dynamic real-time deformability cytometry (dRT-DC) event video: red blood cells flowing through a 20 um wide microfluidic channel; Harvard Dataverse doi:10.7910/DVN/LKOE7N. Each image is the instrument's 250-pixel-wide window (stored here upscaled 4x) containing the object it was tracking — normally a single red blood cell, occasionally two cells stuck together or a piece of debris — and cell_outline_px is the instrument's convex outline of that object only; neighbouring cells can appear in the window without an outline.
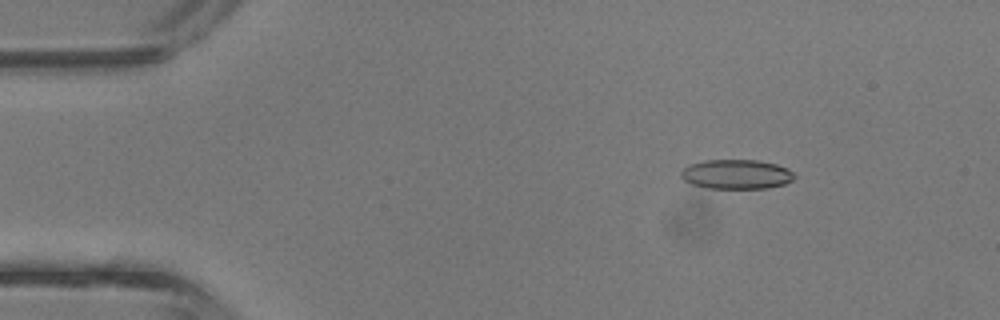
{"species": "common noctule bat (a hibernating species)", "species_latin": "Nyctalus noctula", "temperature_condition": "room temperature", "stored_images_in_passage": 3, "camera_frame_rate_fps": 3000, "um_per_image_px": 0.085, "animal": {"sex": "male", "body_mass_g": 13.3}, "frame": {"image": 1, "passage_image": 1, "time_ms": 0.0, "image_size_px": [1000, 320], "cell_outline_px": [[796, 176], [792, 180], [784, 184], [768, 188], [708, 188], [692, 184], [684, 180], [680, 176], [680, 172], [688, 164], [704, 160], [756, 160], [776, 164], [792, 172]], "centroid_in_image_um": [62.56, 14.81], "position_along_channel_um": 22.4, "area_um2": 19.42}}
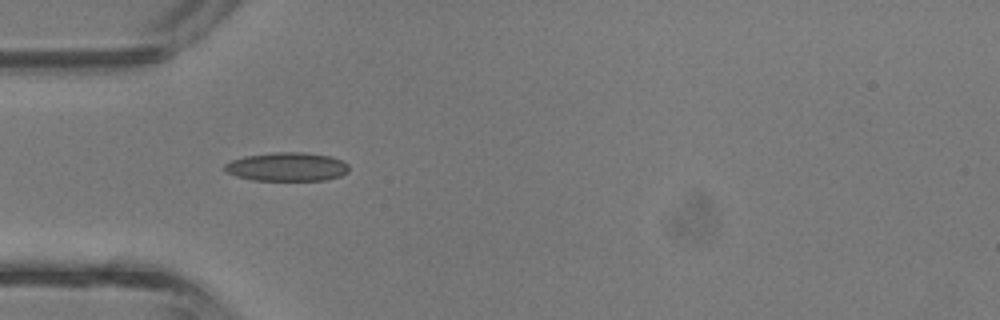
{"frame": {"image": 2, "passage_image": 3, "time_ms": 0.667, "image_size_px": [1000, 320], "cell_outline_px": [[348, 172], [340, 176], [324, 180], [252, 180], [236, 176], [224, 172], [224, 164], [232, 160], [244, 156], [272, 152], [304, 152], [332, 156], [348, 164]], "centroid_in_image_um": [24.37, 14.17], "position_along_channel_um": 60.6, "area_um2": 20.92}}